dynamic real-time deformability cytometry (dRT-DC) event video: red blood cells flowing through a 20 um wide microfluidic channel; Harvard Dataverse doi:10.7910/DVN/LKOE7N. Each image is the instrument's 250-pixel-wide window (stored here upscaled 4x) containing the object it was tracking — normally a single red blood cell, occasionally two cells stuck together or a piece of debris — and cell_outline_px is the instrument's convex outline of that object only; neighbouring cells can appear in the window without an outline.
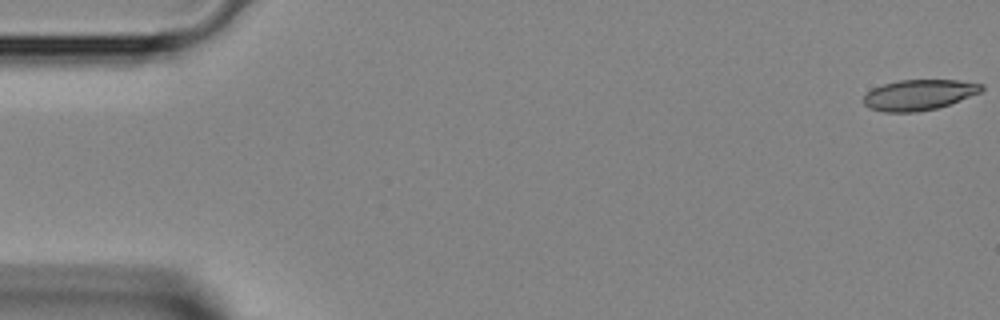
{"species": "Egyptian fruit bat (a non-hibernating species)", "species_latin": "Rousettus aegyptiacus", "temperature_condition": "room temperature", "stored_images_in_passage": 10, "camera_frame_rate_fps": 3000, "um_per_image_px": 0.085, "animal": {"sex": "female"}, "frame": {"image": 1, "passage_image": 1, "time_ms": 0.0, "image_size_px": [1000, 320], "cell_outline_px": [[984, 88], [980, 92], [960, 100], [936, 108], [916, 112], [884, 112], [868, 108], [864, 104], [864, 96], [872, 88], [884, 84], [900, 80], [960, 80], [984, 84]], "centroid_in_image_um": [78.1, 8.06], "position_along_channel_um": 6.9, "area_um2": 20.92}}